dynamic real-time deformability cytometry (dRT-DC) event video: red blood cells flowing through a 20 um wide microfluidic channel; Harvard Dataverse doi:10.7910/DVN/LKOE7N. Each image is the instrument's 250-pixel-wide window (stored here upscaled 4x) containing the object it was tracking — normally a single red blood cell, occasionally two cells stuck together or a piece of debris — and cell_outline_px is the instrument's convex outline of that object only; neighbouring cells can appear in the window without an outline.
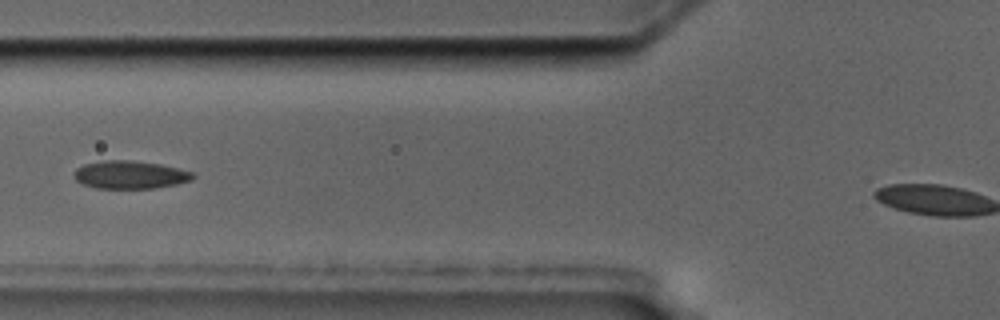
{"species": "common noctule bat (a hibernating species)", "species_latin": "Nyctalus noctula", "temperature_condition": "cold", "stored_images_in_passage": 10, "camera_frame_rate_fps": 3000, "um_per_image_px": 0.085, "animal": {"sex": "male", "body_mass_g": 17.5, "forearm_length_mm": 52.3}, "frame": {"image": 1, "passage_image": 6, "time_ms": 6.333, "image_size_px": [1000, 320], "cell_outline_px": [[196, 176], [192, 180], [176, 184], [156, 188], [96, 188], [84, 184], [76, 180], [72, 176], [72, 172], [76, 168], [84, 164], [104, 160], [132, 160], [160, 164], [192, 172]], "centroid_in_image_um": [11.02, 14.85], "position_along_channel_um": 114.8, "area_um2": 19.42}}
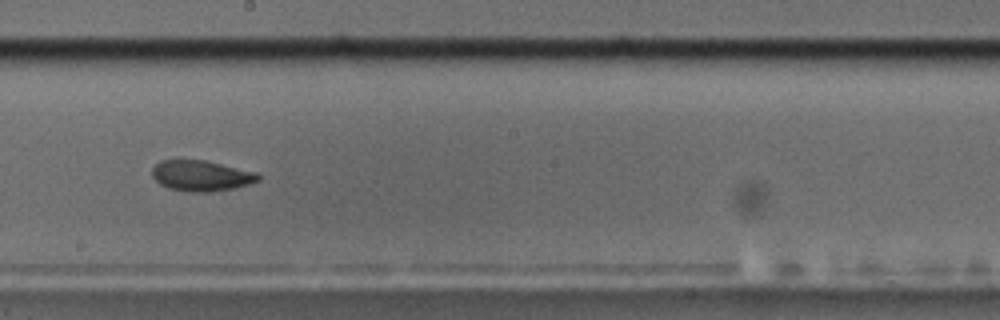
{"frame": {"image": 2, "passage_image": 9, "time_ms": 9.667, "image_size_px": [1000, 320], "cell_outline_px": [[260, 180], [236, 188], [208, 192], [188, 192], [168, 188], [160, 184], [152, 176], [152, 168], [160, 160], [176, 156], [204, 160], [256, 172], [260, 176]], "centroid_in_image_um": [17.03, 14.9], "position_along_channel_um": 231.2, "area_um2": 19.59}}